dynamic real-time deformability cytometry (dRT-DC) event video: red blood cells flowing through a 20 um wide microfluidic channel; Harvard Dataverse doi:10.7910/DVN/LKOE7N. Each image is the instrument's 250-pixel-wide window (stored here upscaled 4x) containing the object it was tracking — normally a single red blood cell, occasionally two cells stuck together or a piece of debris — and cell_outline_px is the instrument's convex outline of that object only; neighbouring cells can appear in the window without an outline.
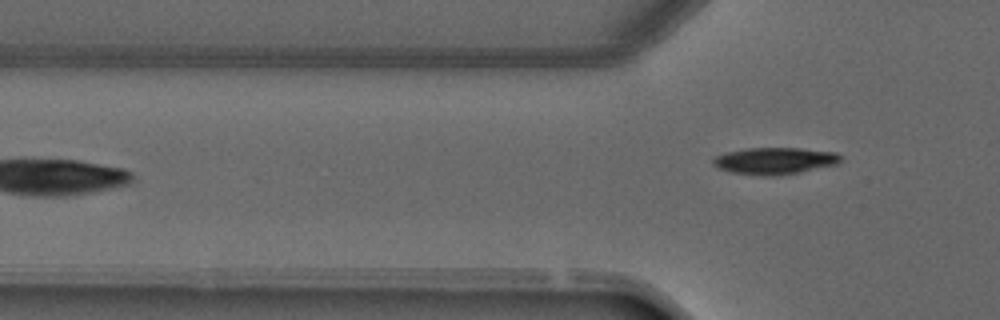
{"species": "common noctule bat (a hibernating species)", "species_latin": "Nyctalus noctula", "temperature_condition": "warm", "stored_images_in_passage": 4, "camera_frame_rate_fps": 3000, "um_per_image_px": 0.085, "animal": {"sex": "male", "forearm_length_mm": 52.5}, "frame": {"image": 1, "passage_image": 4, "time_ms": 3.667, "image_size_px": [1000, 320], "cell_outline_px": [[844, 156], [840, 164], [780, 176], [760, 176], [732, 172], [720, 168], [712, 164], [712, 160], [716, 156], [728, 152], [748, 148], [800, 148], [836, 152]], "centroid_in_image_um": [65.94, 13.68], "position_along_channel_um": 59.9, "area_um2": 20.17}}